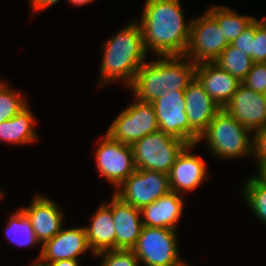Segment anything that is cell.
Returning <instances> with one entry per match:
<instances>
[{"label":"cell","mask_w":266,"mask_h":266,"mask_svg":"<svg viewBox=\"0 0 266 266\" xmlns=\"http://www.w3.org/2000/svg\"><path fill=\"white\" fill-rule=\"evenodd\" d=\"M140 20L146 52L157 56H184L190 38L180 0H146Z\"/></svg>","instance_id":"obj_1"},{"label":"cell","mask_w":266,"mask_h":266,"mask_svg":"<svg viewBox=\"0 0 266 266\" xmlns=\"http://www.w3.org/2000/svg\"><path fill=\"white\" fill-rule=\"evenodd\" d=\"M130 22L104 43L100 68L101 84L123 80L129 87L146 62V49L139 23Z\"/></svg>","instance_id":"obj_2"},{"label":"cell","mask_w":266,"mask_h":266,"mask_svg":"<svg viewBox=\"0 0 266 266\" xmlns=\"http://www.w3.org/2000/svg\"><path fill=\"white\" fill-rule=\"evenodd\" d=\"M251 131L228 114L223 108L200 134L197 143L206 140L208 149L224 159H235L252 154ZM251 139V140H250Z\"/></svg>","instance_id":"obj_3"},{"label":"cell","mask_w":266,"mask_h":266,"mask_svg":"<svg viewBox=\"0 0 266 266\" xmlns=\"http://www.w3.org/2000/svg\"><path fill=\"white\" fill-rule=\"evenodd\" d=\"M189 144L161 130L131 145L136 169L169 174L178 156Z\"/></svg>","instance_id":"obj_4"},{"label":"cell","mask_w":266,"mask_h":266,"mask_svg":"<svg viewBox=\"0 0 266 266\" xmlns=\"http://www.w3.org/2000/svg\"><path fill=\"white\" fill-rule=\"evenodd\" d=\"M176 230L143 226L132 249L146 266H189L179 258Z\"/></svg>","instance_id":"obj_5"},{"label":"cell","mask_w":266,"mask_h":266,"mask_svg":"<svg viewBox=\"0 0 266 266\" xmlns=\"http://www.w3.org/2000/svg\"><path fill=\"white\" fill-rule=\"evenodd\" d=\"M159 130L153 104L136 99L111 123L107 134L123 144L132 145L144 136Z\"/></svg>","instance_id":"obj_6"},{"label":"cell","mask_w":266,"mask_h":266,"mask_svg":"<svg viewBox=\"0 0 266 266\" xmlns=\"http://www.w3.org/2000/svg\"><path fill=\"white\" fill-rule=\"evenodd\" d=\"M188 22H191L190 38L184 56L194 64L214 62L229 45L217 20L206 11Z\"/></svg>","instance_id":"obj_7"},{"label":"cell","mask_w":266,"mask_h":266,"mask_svg":"<svg viewBox=\"0 0 266 266\" xmlns=\"http://www.w3.org/2000/svg\"><path fill=\"white\" fill-rule=\"evenodd\" d=\"M171 191L169 174L136 169L117 189L115 195L123 202L142 209Z\"/></svg>","instance_id":"obj_8"},{"label":"cell","mask_w":266,"mask_h":266,"mask_svg":"<svg viewBox=\"0 0 266 266\" xmlns=\"http://www.w3.org/2000/svg\"><path fill=\"white\" fill-rule=\"evenodd\" d=\"M103 139L96 150V166L101 177L118 188L136 170L132 148L107 133Z\"/></svg>","instance_id":"obj_9"},{"label":"cell","mask_w":266,"mask_h":266,"mask_svg":"<svg viewBox=\"0 0 266 266\" xmlns=\"http://www.w3.org/2000/svg\"><path fill=\"white\" fill-rule=\"evenodd\" d=\"M184 99L189 121V145L197 144L200 134L222 108L207 94L196 77L185 89Z\"/></svg>","instance_id":"obj_10"},{"label":"cell","mask_w":266,"mask_h":266,"mask_svg":"<svg viewBox=\"0 0 266 266\" xmlns=\"http://www.w3.org/2000/svg\"><path fill=\"white\" fill-rule=\"evenodd\" d=\"M185 90L164 92L152 102L159 130L189 144V121L185 112Z\"/></svg>","instance_id":"obj_11"},{"label":"cell","mask_w":266,"mask_h":266,"mask_svg":"<svg viewBox=\"0 0 266 266\" xmlns=\"http://www.w3.org/2000/svg\"><path fill=\"white\" fill-rule=\"evenodd\" d=\"M223 109L253 133L266 126L264 94L242 83Z\"/></svg>","instance_id":"obj_12"},{"label":"cell","mask_w":266,"mask_h":266,"mask_svg":"<svg viewBox=\"0 0 266 266\" xmlns=\"http://www.w3.org/2000/svg\"><path fill=\"white\" fill-rule=\"evenodd\" d=\"M41 244L52 239L61 229L63 212L58 204L43 195H36L28 208H21Z\"/></svg>","instance_id":"obj_13"},{"label":"cell","mask_w":266,"mask_h":266,"mask_svg":"<svg viewBox=\"0 0 266 266\" xmlns=\"http://www.w3.org/2000/svg\"><path fill=\"white\" fill-rule=\"evenodd\" d=\"M90 250L87 243L85 227L62 229L42 245L38 255L42 261L49 263L59 260H78L80 254Z\"/></svg>","instance_id":"obj_14"},{"label":"cell","mask_w":266,"mask_h":266,"mask_svg":"<svg viewBox=\"0 0 266 266\" xmlns=\"http://www.w3.org/2000/svg\"><path fill=\"white\" fill-rule=\"evenodd\" d=\"M196 144L188 145L178 156L169 172L171 191L180 194L198 188L207 176L206 162L190 149Z\"/></svg>","instance_id":"obj_15"},{"label":"cell","mask_w":266,"mask_h":266,"mask_svg":"<svg viewBox=\"0 0 266 266\" xmlns=\"http://www.w3.org/2000/svg\"><path fill=\"white\" fill-rule=\"evenodd\" d=\"M195 77L221 108L225 107L242 83L214 62L196 64Z\"/></svg>","instance_id":"obj_16"},{"label":"cell","mask_w":266,"mask_h":266,"mask_svg":"<svg viewBox=\"0 0 266 266\" xmlns=\"http://www.w3.org/2000/svg\"><path fill=\"white\" fill-rule=\"evenodd\" d=\"M111 212L116 230V249L132 250L143 228L141 209L123 202L115 194L111 200Z\"/></svg>","instance_id":"obj_17"},{"label":"cell","mask_w":266,"mask_h":266,"mask_svg":"<svg viewBox=\"0 0 266 266\" xmlns=\"http://www.w3.org/2000/svg\"><path fill=\"white\" fill-rule=\"evenodd\" d=\"M180 196L179 193L170 191L153 203L144 206L141 209L143 226L175 230L184 206Z\"/></svg>","instance_id":"obj_18"},{"label":"cell","mask_w":266,"mask_h":266,"mask_svg":"<svg viewBox=\"0 0 266 266\" xmlns=\"http://www.w3.org/2000/svg\"><path fill=\"white\" fill-rule=\"evenodd\" d=\"M90 226L85 227L87 243L93 255L116 249V230L111 212V202L101 204L92 216Z\"/></svg>","instance_id":"obj_19"},{"label":"cell","mask_w":266,"mask_h":266,"mask_svg":"<svg viewBox=\"0 0 266 266\" xmlns=\"http://www.w3.org/2000/svg\"><path fill=\"white\" fill-rule=\"evenodd\" d=\"M195 68L188 57L161 56L162 91L185 90L195 77Z\"/></svg>","instance_id":"obj_20"},{"label":"cell","mask_w":266,"mask_h":266,"mask_svg":"<svg viewBox=\"0 0 266 266\" xmlns=\"http://www.w3.org/2000/svg\"><path fill=\"white\" fill-rule=\"evenodd\" d=\"M129 87L138 100L150 103L157 100L164 93L161 82V56L152 62H145Z\"/></svg>","instance_id":"obj_21"},{"label":"cell","mask_w":266,"mask_h":266,"mask_svg":"<svg viewBox=\"0 0 266 266\" xmlns=\"http://www.w3.org/2000/svg\"><path fill=\"white\" fill-rule=\"evenodd\" d=\"M35 118L28 105L9 120L0 123V140L11 144L36 141Z\"/></svg>","instance_id":"obj_22"},{"label":"cell","mask_w":266,"mask_h":266,"mask_svg":"<svg viewBox=\"0 0 266 266\" xmlns=\"http://www.w3.org/2000/svg\"><path fill=\"white\" fill-rule=\"evenodd\" d=\"M216 20L229 44L245 31L256 18L236 14L226 6H211L207 10Z\"/></svg>","instance_id":"obj_23"},{"label":"cell","mask_w":266,"mask_h":266,"mask_svg":"<svg viewBox=\"0 0 266 266\" xmlns=\"http://www.w3.org/2000/svg\"><path fill=\"white\" fill-rule=\"evenodd\" d=\"M214 63L241 82L254 65L251 57L230 44L220 53Z\"/></svg>","instance_id":"obj_24"},{"label":"cell","mask_w":266,"mask_h":266,"mask_svg":"<svg viewBox=\"0 0 266 266\" xmlns=\"http://www.w3.org/2000/svg\"><path fill=\"white\" fill-rule=\"evenodd\" d=\"M6 237L14 244L31 247L40 244L31 226L30 220L19 208L16 213L11 214L10 220L5 230Z\"/></svg>","instance_id":"obj_25"},{"label":"cell","mask_w":266,"mask_h":266,"mask_svg":"<svg viewBox=\"0 0 266 266\" xmlns=\"http://www.w3.org/2000/svg\"><path fill=\"white\" fill-rule=\"evenodd\" d=\"M243 194L252 212L266 224V183L251 176L244 185Z\"/></svg>","instance_id":"obj_26"},{"label":"cell","mask_w":266,"mask_h":266,"mask_svg":"<svg viewBox=\"0 0 266 266\" xmlns=\"http://www.w3.org/2000/svg\"><path fill=\"white\" fill-rule=\"evenodd\" d=\"M19 91L10 89L6 82L0 81V123L9 120L28 104Z\"/></svg>","instance_id":"obj_27"},{"label":"cell","mask_w":266,"mask_h":266,"mask_svg":"<svg viewBox=\"0 0 266 266\" xmlns=\"http://www.w3.org/2000/svg\"><path fill=\"white\" fill-rule=\"evenodd\" d=\"M103 256L101 266H139V260L133 250L113 249L95 254L94 256Z\"/></svg>","instance_id":"obj_28"},{"label":"cell","mask_w":266,"mask_h":266,"mask_svg":"<svg viewBox=\"0 0 266 266\" xmlns=\"http://www.w3.org/2000/svg\"><path fill=\"white\" fill-rule=\"evenodd\" d=\"M254 63H266V17L255 20V36L252 41Z\"/></svg>","instance_id":"obj_29"},{"label":"cell","mask_w":266,"mask_h":266,"mask_svg":"<svg viewBox=\"0 0 266 266\" xmlns=\"http://www.w3.org/2000/svg\"><path fill=\"white\" fill-rule=\"evenodd\" d=\"M246 87L255 92L266 93V63H254L252 69L242 81Z\"/></svg>","instance_id":"obj_30"},{"label":"cell","mask_w":266,"mask_h":266,"mask_svg":"<svg viewBox=\"0 0 266 266\" xmlns=\"http://www.w3.org/2000/svg\"><path fill=\"white\" fill-rule=\"evenodd\" d=\"M255 36V21L242 32L230 45L242 50L247 56L252 58V41Z\"/></svg>","instance_id":"obj_31"},{"label":"cell","mask_w":266,"mask_h":266,"mask_svg":"<svg viewBox=\"0 0 266 266\" xmlns=\"http://www.w3.org/2000/svg\"><path fill=\"white\" fill-rule=\"evenodd\" d=\"M252 140V155L257 157L258 166L266 159V126L256 130Z\"/></svg>","instance_id":"obj_32"},{"label":"cell","mask_w":266,"mask_h":266,"mask_svg":"<svg viewBox=\"0 0 266 266\" xmlns=\"http://www.w3.org/2000/svg\"><path fill=\"white\" fill-rule=\"evenodd\" d=\"M60 0H30V6L34 12H40L41 10L48 8L56 4Z\"/></svg>","instance_id":"obj_33"},{"label":"cell","mask_w":266,"mask_h":266,"mask_svg":"<svg viewBox=\"0 0 266 266\" xmlns=\"http://www.w3.org/2000/svg\"><path fill=\"white\" fill-rule=\"evenodd\" d=\"M50 266H80L78 260L69 259V260H59L55 262H49Z\"/></svg>","instance_id":"obj_34"},{"label":"cell","mask_w":266,"mask_h":266,"mask_svg":"<svg viewBox=\"0 0 266 266\" xmlns=\"http://www.w3.org/2000/svg\"><path fill=\"white\" fill-rule=\"evenodd\" d=\"M258 173L256 177L261 180L262 182L266 183V159L263 160L258 166Z\"/></svg>","instance_id":"obj_35"},{"label":"cell","mask_w":266,"mask_h":266,"mask_svg":"<svg viewBox=\"0 0 266 266\" xmlns=\"http://www.w3.org/2000/svg\"><path fill=\"white\" fill-rule=\"evenodd\" d=\"M68 1H70V3L72 4V5H79V6H82V5H85V4H89V3H91L92 1H94V0H68Z\"/></svg>","instance_id":"obj_36"},{"label":"cell","mask_w":266,"mask_h":266,"mask_svg":"<svg viewBox=\"0 0 266 266\" xmlns=\"http://www.w3.org/2000/svg\"><path fill=\"white\" fill-rule=\"evenodd\" d=\"M33 266H50L48 263L42 261L40 258H36L35 262L32 264Z\"/></svg>","instance_id":"obj_37"},{"label":"cell","mask_w":266,"mask_h":266,"mask_svg":"<svg viewBox=\"0 0 266 266\" xmlns=\"http://www.w3.org/2000/svg\"><path fill=\"white\" fill-rule=\"evenodd\" d=\"M3 194H4V193H2V192L0 191V200H1L2 197H3Z\"/></svg>","instance_id":"obj_38"}]
</instances>
